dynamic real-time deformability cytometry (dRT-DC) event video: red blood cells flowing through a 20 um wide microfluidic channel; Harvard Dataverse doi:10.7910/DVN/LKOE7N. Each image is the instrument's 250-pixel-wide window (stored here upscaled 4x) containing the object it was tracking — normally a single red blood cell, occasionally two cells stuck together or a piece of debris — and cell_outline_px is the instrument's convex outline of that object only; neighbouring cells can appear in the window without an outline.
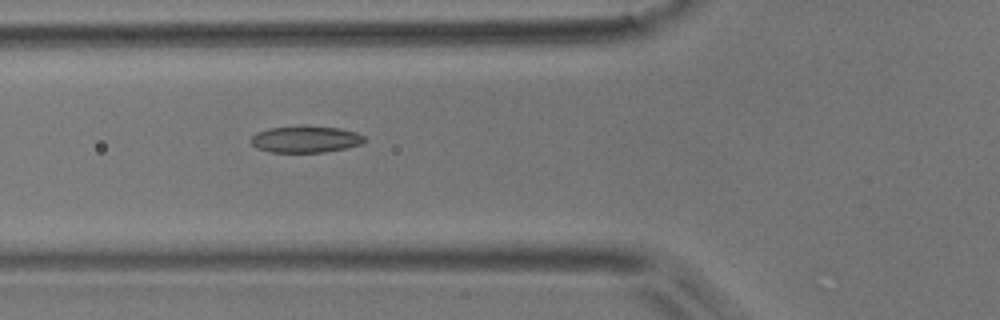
{"species": "common noctule bat (a hibernating species)", "species_latin": "Nyctalus noctula", "temperature_condition": "room temperature", "stored_images_in_passage": 6, "camera_frame_rate_fps": 3000, "um_per_image_px": 0.085, "animal": {"sex": "male", "body_mass_g": 17.9}, "frame": {"image": 1, "passage_image": 6, "time_ms": 5.667, "image_size_px": [1000, 320], "cell_outline_px": [[364, 144], [324, 152], [272, 152], [256, 148], [248, 140], [256, 132], [268, 128], [300, 124], [304, 124], [340, 128], [356, 132], [364, 136]], "centroid_in_image_um": [25.94, 11.8], "position_along_channel_um": 99.9, "area_um2": 18.15}}